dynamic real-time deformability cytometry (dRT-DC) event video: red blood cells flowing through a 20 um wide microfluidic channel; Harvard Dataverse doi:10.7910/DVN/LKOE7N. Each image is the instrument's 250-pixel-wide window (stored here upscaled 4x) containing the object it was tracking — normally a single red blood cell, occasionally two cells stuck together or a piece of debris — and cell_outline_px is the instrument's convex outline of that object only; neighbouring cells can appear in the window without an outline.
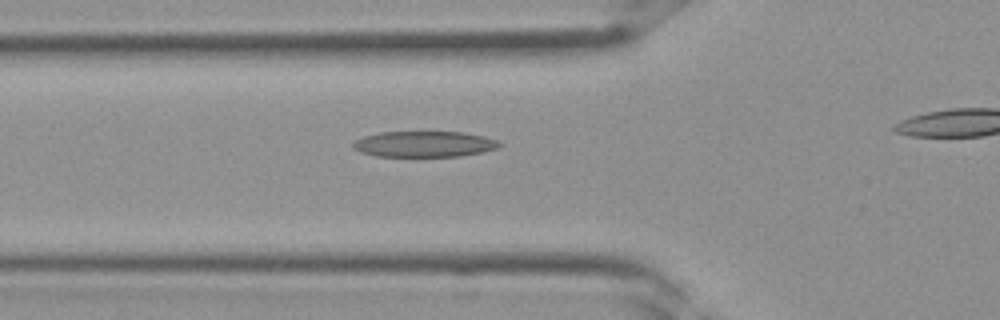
{"species": "Egyptian fruit bat (a non-hibernating species)", "species_latin": "Rousettus aegyptiacus", "temperature_condition": "room temperature", "stored_images_in_passage": 21, "camera_frame_rate_fps": 3000, "um_per_image_px": 0.085, "frame": {"image": 1, "passage_image": 9, "time_ms": 2.667, "image_size_px": [1000, 320], "cell_outline_px": [[500, 148], [484, 152], [460, 156], [376, 156], [360, 152], [352, 148], [352, 144], [356, 140], [364, 136], [380, 132], [464, 132], [484, 136], [496, 140], [500, 144]], "centroid_in_image_um": [36.07, 12.25], "position_along_channel_um": 89.7, "area_um2": 22.08}}
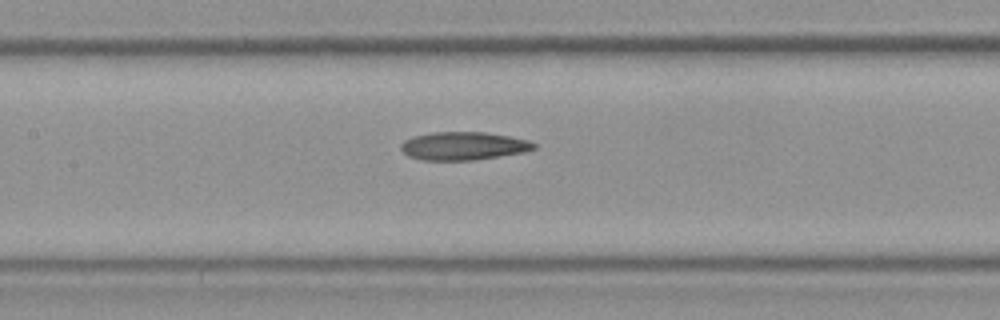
{"frame": {"image": 2, "passage_image": 13, "time_ms": 4.0, "image_size_px": [1000, 320], "cell_outline_px": [[536, 148], [524, 152], [472, 160], [420, 160], [408, 156], [400, 148], [400, 144], [404, 140], [412, 136], [432, 132], [484, 132], [508, 136], [528, 140], [536, 144]], "centroid_in_image_um": [39.35, 12.4], "position_along_channel_um": 168.1, "area_um2": 21.79}}
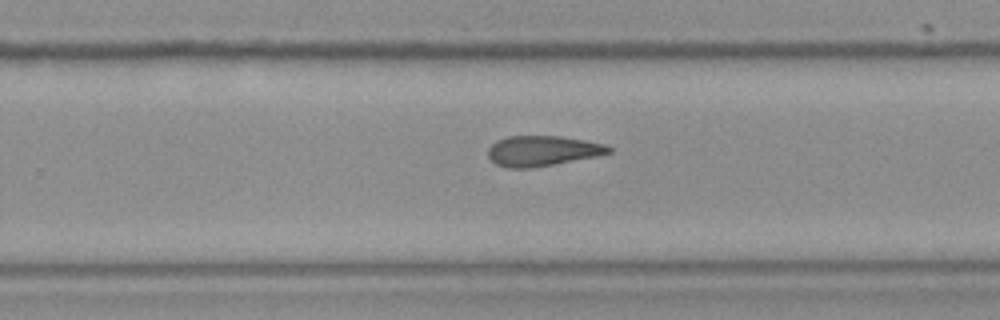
{"frame": {"image": 3, "passage_image": 19, "time_ms": 6.0, "image_size_px": [1000, 320], "cell_outline_px": [[612, 152], [596, 156], [532, 168], [508, 168], [496, 164], [488, 156], [488, 148], [496, 140], [508, 136], [560, 136], [584, 140], [604, 144], [612, 148]], "centroid_in_image_um": [46.08, 12.82], "position_along_channel_um": 283.7, "area_um2": 21.21}}